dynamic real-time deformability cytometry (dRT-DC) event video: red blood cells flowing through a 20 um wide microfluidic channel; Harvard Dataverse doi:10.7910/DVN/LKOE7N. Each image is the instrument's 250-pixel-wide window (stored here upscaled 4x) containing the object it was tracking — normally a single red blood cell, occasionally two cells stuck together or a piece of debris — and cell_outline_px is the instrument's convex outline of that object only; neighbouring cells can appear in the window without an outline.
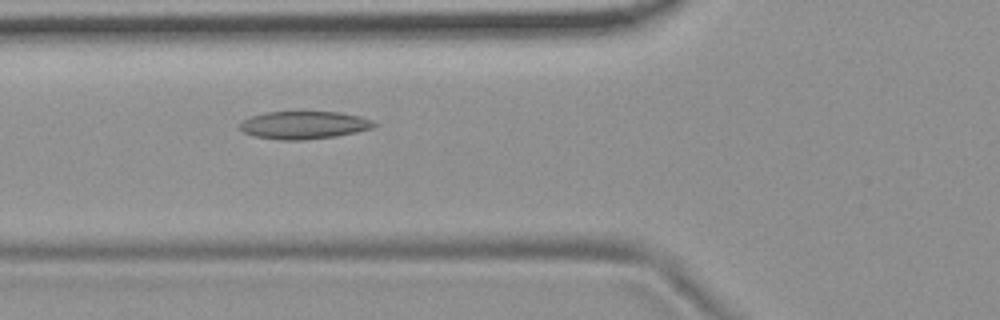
{"species": "common noctule bat (a hibernating species)", "species_latin": "Nyctalus noctula", "temperature_condition": "room temperature", "stored_images_in_passage": 51, "camera_frame_rate_fps": 3000, "um_per_image_px": 0.085, "animal": {"sex": "female", "body_mass_g": 19.9}, "frame": {"image": 1, "passage_image": 20, "time_ms": 6.333, "image_size_px": [1000, 320], "cell_outline_px": [[376, 124], [372, 128], [356, 132], [336, 136], [304, 140], [280, 140], [252, 136], [244, 132], [240, 128], [240, 124], [244, 120], [252, 116], [264, 112], [340, 112], [360, 116], [372, 120]], "centroid_in_image_um": [25.83, 10.63], "position_along_channel_um": 100.0, "area_um2": 21.68}}
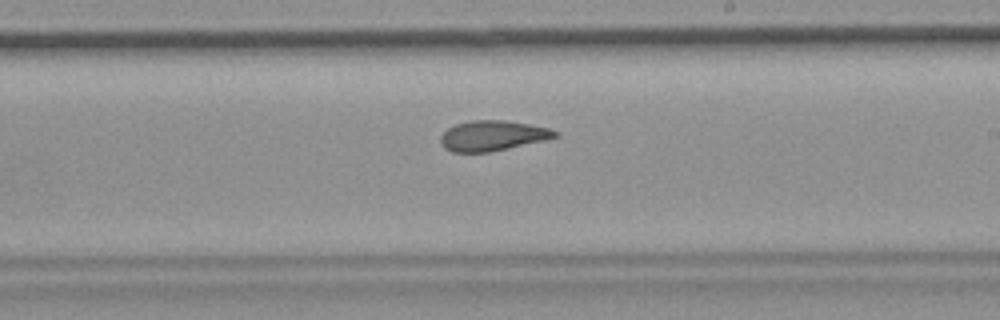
{"frame": {"image": 2, "passage_image": 32, "time_ms": 10.333, "image_size_px": [1000, 320], "cell_outline_px": [[560, 136], [544, 140], [488, 152], [452, 152], [444, 148], [440, 144], [440, 136], [448, 128], [456, 124], [472, 120], [508, 120], [548, 128], [560, 132]], "centroid_in_image_um": [41.86, 11.53], "position_along_channel_um": 247.1, "area_um2": 20.11}}
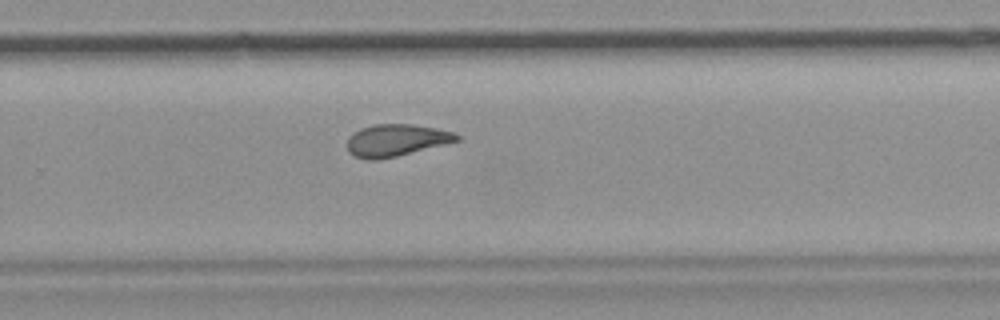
{"frame": {"image": 3, "passage_image": 36, "time_ms": 11.667, "image_size_px": [1000, 320], "cell_outline_px": [[460, 140], [396, 156], [376, 160], [364, 160], [352, 156], [348, 152], [348, 136], [352, 132], [360, 128], [376, 124], [412, 124], [436, 128], [452, 132], [460, 136]], "centroid_in_image_um": [33.61, 11.92], "position_along_channel_um": 296.2, "area_um2": 20.46}, "authors_computed_cell_mechanics": {"area_um2": 21.2126, "velocity_mm_per_s": 3.6866, "shape_relaxation_time_tau1_ms": null, "shape_relaxation_time_tau2_ms": 3.312, "deformation_change_tau1": null, "deformation_change_tau2": 0.0962}}